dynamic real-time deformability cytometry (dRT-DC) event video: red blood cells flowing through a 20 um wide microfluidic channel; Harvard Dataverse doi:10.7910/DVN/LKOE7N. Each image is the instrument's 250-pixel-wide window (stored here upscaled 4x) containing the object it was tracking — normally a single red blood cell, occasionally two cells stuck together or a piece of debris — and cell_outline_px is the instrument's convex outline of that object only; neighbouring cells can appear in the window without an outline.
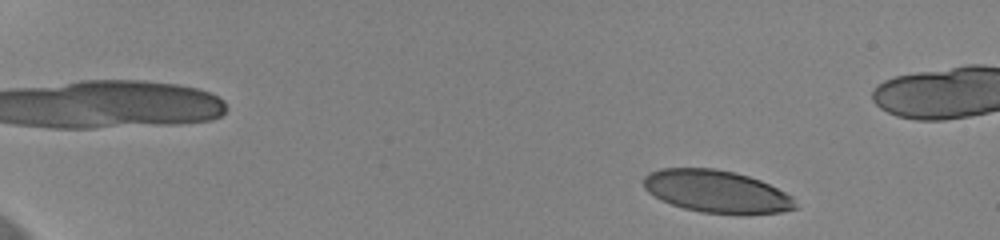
{"species": "human", "species_latin": "Homo sapiens", "temperature_condition": "cold", "stored_images_in_passage": 54, "camera_frame_rate_fps": 3000, "um_per_image_px": 0.085, "donor": {"sex": "female"}, "frame": {"image": 1, "passage_image": 4, "time_ms": 1.0, "image_size_px": [1000, 240], "cell_outline_px": [[800, 208], [780, 212], [740, 216], [700, 212], [684, 208], [660, 200], [648, 192], [644, 188], [644, 176], [648, 172], [660, 168], [716, 168], [736, 172], [760, 180], [792, 196]], "centroid_in_image_um": [60.93, 16.3], "position_along_channel_um": 24.1, "area_um2": 38.21}}
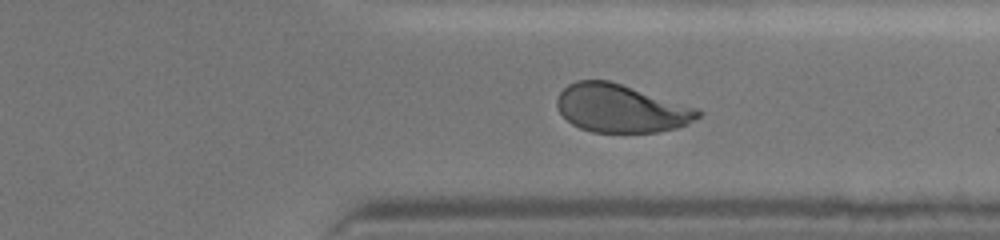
{"frame": {"image": 2, "passage_image": 43, "time_ms": 14.0, "image_size_px": [1000, 240], "cell_outline_px": [[704, 112], [700, 116], [676, 128], [656, 132], [592, 132], [580, 128], [572, 124], [560, 112], [556, 104], [556, 100], [560, 92], [568, 84], [576, 80], [608, 80], [700, 108]], "centroid_in_image_um": [52.78, 9.2], "position_along_channel_um": 358.6, "area_um2": 39.42}}
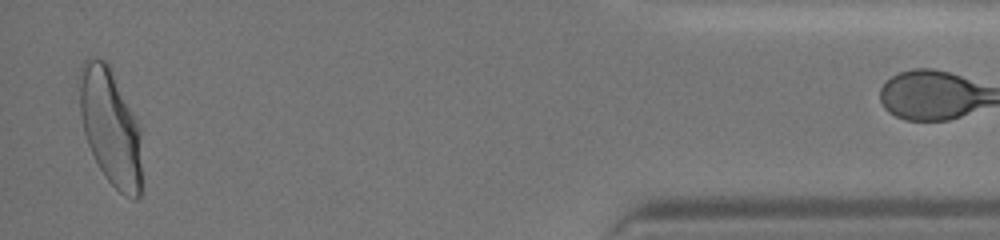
{"frame": {"image": 3, "passage_image": 53, "time_ms": 17.333, "image_size_px": [1000, 240], "cell_outline_px": [[140, 196], [136, 200], [132, 200], [124, 196], [104, 176], [88, 144], [84, 132], [80, 116], [76, 76], [84, 60], [92, 56], [96, 56], [104, 60], [112, 68], [140, 128]], "centroid_in_image_um": [9.34, 10.71], "position_along_channel_um": 425.9, "area_um2": 42.89}}